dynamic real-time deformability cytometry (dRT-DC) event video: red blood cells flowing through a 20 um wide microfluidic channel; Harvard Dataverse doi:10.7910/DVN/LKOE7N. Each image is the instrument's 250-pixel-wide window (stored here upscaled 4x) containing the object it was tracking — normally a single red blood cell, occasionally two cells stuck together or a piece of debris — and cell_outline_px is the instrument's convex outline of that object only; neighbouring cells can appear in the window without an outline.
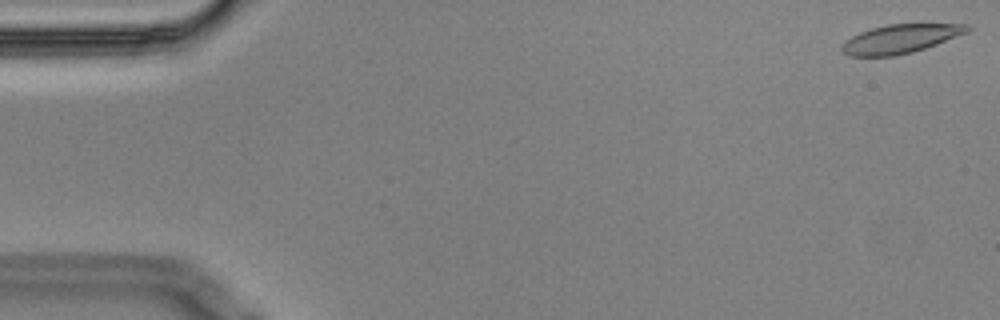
{"species": "Egyptian fruit bat (a non-hibernating species)", "species_latin": "Rousettus aegyptiacus", "temperature_condition": "cold", "stored_images_in_passage": 5, "camera_frame_rate_fps": 3000, "um_per_image_px": 0.085, "animal": {"sex": "male"}, "frame": {"image": 1, "passage_image": 1, "time_ms": 0.0, "image_size_px": [1000, 320], "cell_outline_px": [[972, 28], [968, 32], [936, 44], [912, 52], [892, 56], [852, 56], [844, 52], [840, 48], [840, 44], [844, 40], [860, 32], [872, 28], [888, 24], [968, 24]], "centroid_in_image_um": [76.51, 3.29], "position_along_channel_um": 8.5, "area_um2": 20.92}}